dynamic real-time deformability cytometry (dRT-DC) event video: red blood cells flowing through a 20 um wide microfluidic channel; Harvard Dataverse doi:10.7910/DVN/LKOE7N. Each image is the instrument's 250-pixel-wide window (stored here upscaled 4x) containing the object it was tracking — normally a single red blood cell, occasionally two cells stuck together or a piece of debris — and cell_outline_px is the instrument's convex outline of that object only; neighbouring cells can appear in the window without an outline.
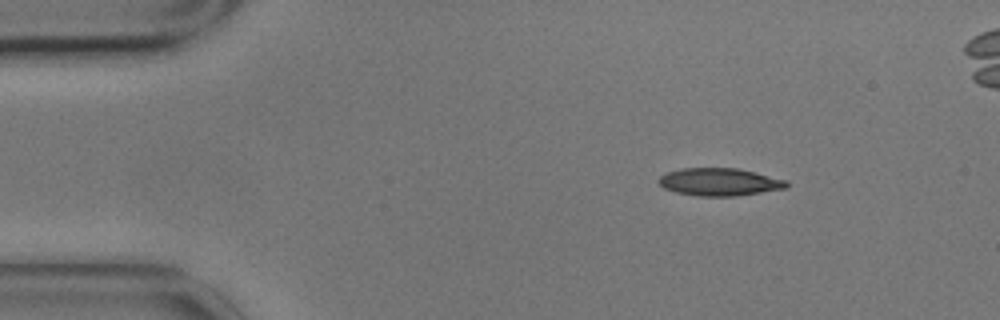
{"species": "common noctule bat (a hibernating species)", "species_latin": "Nyctalus noctula", "temperature_condition": "cold", "stored_images_in_passage": 14, "camera_frame_rate_fps": 3000, "um_per_image_px": 0.085, "animal": {"sex": "male", "body_mass_g": 17.9}, "frame": {"image": 1, "passage_image": 1, "time_ms": 0.0, "image_size_px": [1000, 320], "cell_outline_px": [[788, 188], [736, 196], [700, 196], [676, 192], [664, 188], [656, 180], [660, 176], [668, 172], [680, 168], [736, 168], [756, 172], [788, 180]], "centroid_in_image_um": [61.18, 15.46], "position_along_channel_um": 23.8, "area_um2": 20.69}}
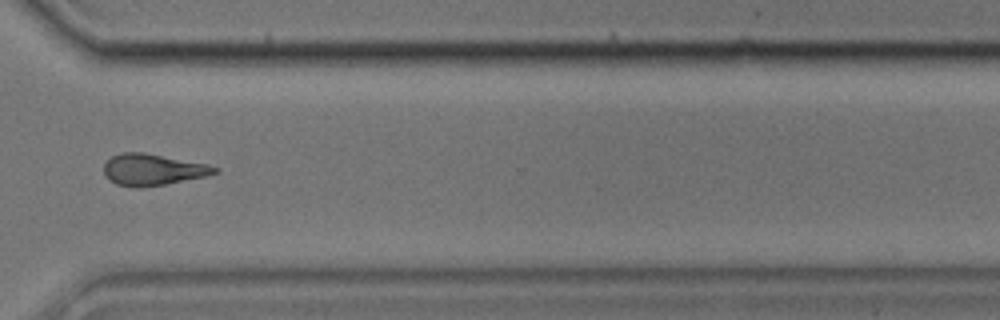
{"frame": {"image": 2, "passage_image": 10, "time_ms": 3.0, "image_size_px": [1000, 320], "cell_outline_px": [[220, 168], [216, 172], [208, 176], [164, 184], [140, 188], [136, 188], [116, 184], [108, 180], [104, 172], [104, 164], [112, 156], [120, 152], [144, 152], [208, 164]], "centroid_in_image_um": [12.97, 14.42], "position_along_channel_um": 357.6, "area_um2": 20.4}}
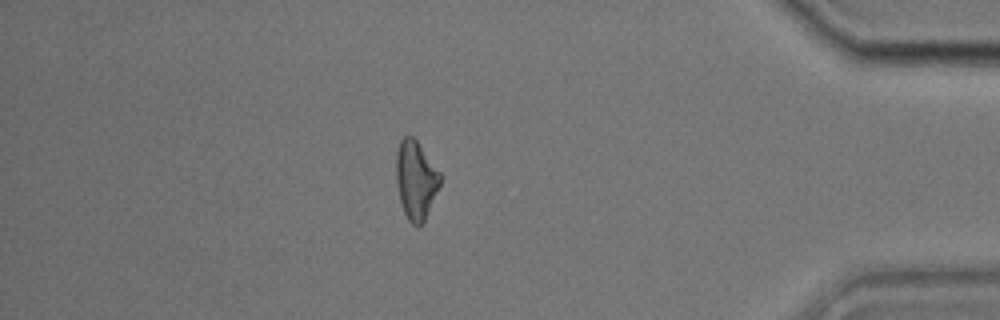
{"frame": {"image": 3, "passage_image": 12, "time_ms": 3.667, "image_size_px": [1000, 320], "cell_outline_px": [[440, 184], [424, 220], [420, 224], [412, 224], [408, 220], [404, 212], [400, 200], [396, 184], [396, 152], [400, 140], [404, 136], [412, 136], [416, 140], [440, 172]], "centroid_in_image_um": [35.32, 15.26], "position_along_channel_um": 399.9, "area_um2": 19.77}}